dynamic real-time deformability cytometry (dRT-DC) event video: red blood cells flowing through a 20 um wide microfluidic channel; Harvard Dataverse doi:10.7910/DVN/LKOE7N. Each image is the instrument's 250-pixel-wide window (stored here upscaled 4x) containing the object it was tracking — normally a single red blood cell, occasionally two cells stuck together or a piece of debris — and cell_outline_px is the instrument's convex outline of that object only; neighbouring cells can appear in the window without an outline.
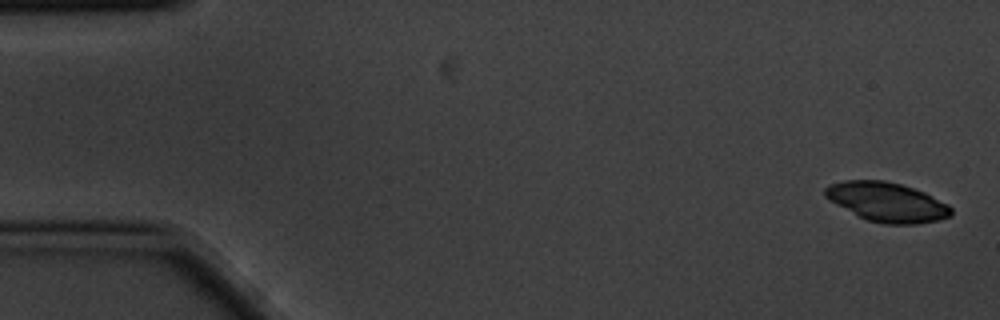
{"species": "common noctule bat (a hibernating species)", "species_latin": "Nyctalus noctula", "temperature_condition": "cold", "stored_images_in_passage": 6, "camera_frame_rate_fps": 3000, "um_per_image_px": 0.085, "animal": {"sex": "male", "body_mass_g": 20.1, "forearm_length_mm": 53.5}, "frame": {"image": 1, "passage_image": 1, "time_ms": 0.0, "image_size_px": [1000, 320], "cell_outline_px": [[952, 216], [940, 220], [916, 224], [884, 224], [868, 220], [828, 200], [824, 196], [824, 188], [828, 184], [844, 180], [884, 180], [900, 184], [924, 192], [948, 204], [952, 208]], "centroid_in_image_um": [75.39, 17.17], "position_along_channel_um": 9.6, "area_um2": 28.9}}